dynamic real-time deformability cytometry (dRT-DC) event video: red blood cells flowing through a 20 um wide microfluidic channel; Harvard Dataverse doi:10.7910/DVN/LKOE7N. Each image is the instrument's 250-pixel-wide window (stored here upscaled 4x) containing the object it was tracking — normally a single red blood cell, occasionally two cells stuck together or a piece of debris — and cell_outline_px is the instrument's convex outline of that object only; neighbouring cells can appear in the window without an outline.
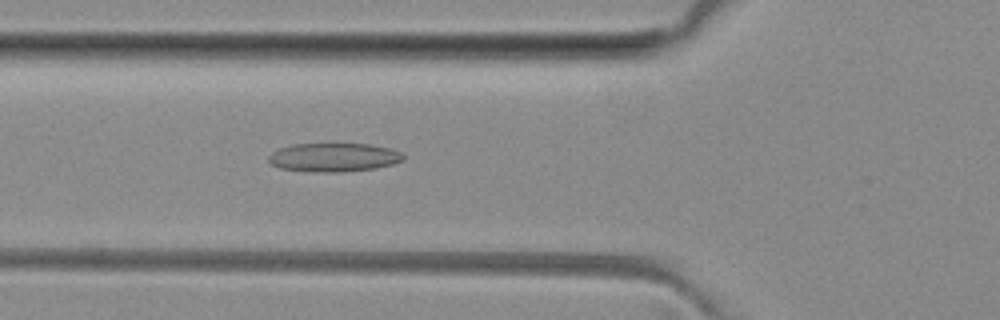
{"species": "common noctule bat (a hibernating species)", "species_latin": "Nyctalus noctula", "temperature_condition": "room temperature", "stored_images_in_passage": 6, "camera_frame_rate_fps": 3000, "um_per_image_px": 0.085, "animal": {"sex": "female", "body_mass_g": 29.2, "forearm_length_mm": 56.3}, "frame": {"image": 1, "passage_image": 6, "time_ms": 5.667, "image_size_px": [1000, 320], "cell_outline_px": [[404, 156], [400, 160], [392, 164], [376, 168], [340, 172], [312, 172], [280, 168], [272, 164], [268, 160], [268, 156], [272, 152], [280, 148], [292, 144], [368, 144], [388, 148], [400, 152]], "centroid_in_image_um": [28.32, 13.38], "position_along_channel_um": 97.5, "area_um2": 22.31}}